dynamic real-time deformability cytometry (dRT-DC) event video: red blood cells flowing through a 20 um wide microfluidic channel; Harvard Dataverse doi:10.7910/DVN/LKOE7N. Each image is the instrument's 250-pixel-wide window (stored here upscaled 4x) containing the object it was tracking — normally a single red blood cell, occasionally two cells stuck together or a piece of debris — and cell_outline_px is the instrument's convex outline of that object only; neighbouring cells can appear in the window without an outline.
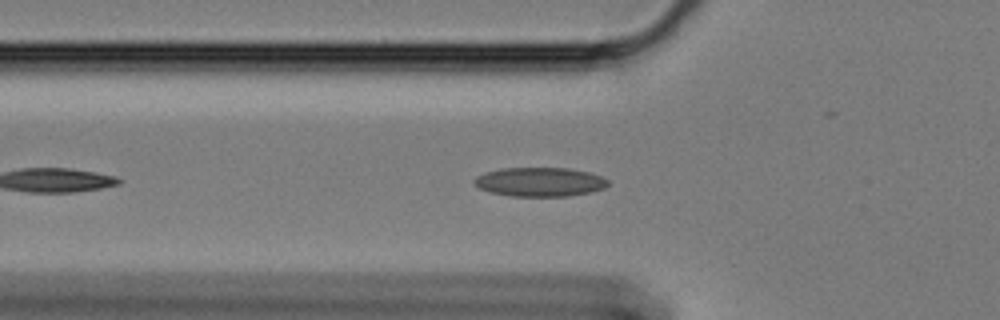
{"species": "Egyptian fruit bat (a non-hibernating species)", "species_latin": "Rousettus aegyptiacus", "temperature_condition": "cold", "stored_images_in_passage": 17, "camera_frame_rate_fps": 3000, "um_per_image_px": 0.085, "animal": {"sex": "female"}, "frame": {"image": 1, "passage_image": 8, "time_ms": 2.333, "image_size_px": [1000, 320], "cell_outline_px": [[608, 184], [604, 188], [592, 192], [568, 196], [512, 196], [488, 192], [480, 188], [472, 180], [476, 176], [484, 172], [500, 168], [568, 168], [588, 172], [600, 176], [608, 180]], "centroid_in_image_um": [45.86, 15.46], "position_along_channel_um": 79.9, "area_um2": 22.72}}
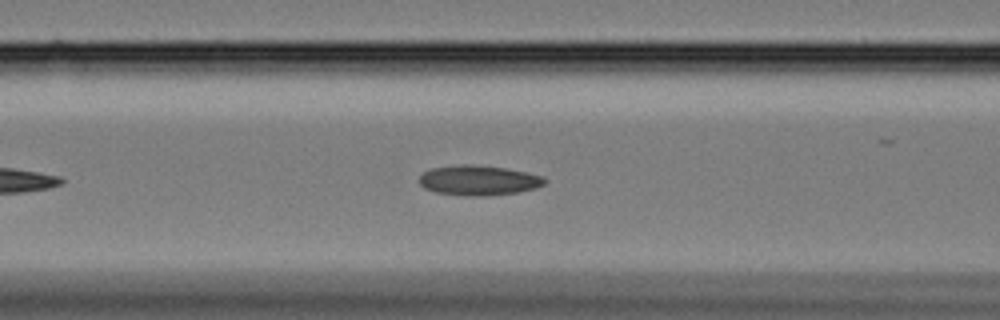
{"frame": {"image": 2, "passage_image": 12, "time_ms": 3.667, "image_size_px": [1000, 320], "cell_outline_px": [[548, 180], [544, 184], [536, 188], [516, 192], [488, 196], [468, 196], [436, 192], [424, 188], [420, 184], [420, 176], [424, 172], [432, 168], [460, 164], [468, 164], [504, 168], [544, 176]], "centroid_in_image_um": [40.69, 15.33], "position_along_channel_um": 125.9, "area_um2": 21.79}}